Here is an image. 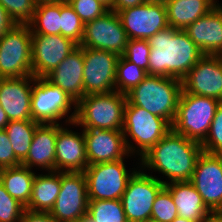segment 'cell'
Returning a JSON list of instances; mask_svg holds the SVG:
<instances>
[{
    "label": "cell",
    "instance_id": "1",
    "mask_svg": "<svg viewBox=\"0 0 222 222\" xmlns=\"http://www.w3.org/2000/svg\"><path fill=\"white\" fill-rule=\"evenodd\" d=\"M202 151L199 142L177 134L171 129L139 159L140 168L146 173L148 170L149 175H152L153 171L162 174L163 176L157 178L163 184L190 181Z\"/></svg>",
    "mask_w": 222,
    "mask_h": 222
},
{
    "label": "cell",
    "instance_id": "2",
    "mask_svg": "<svg viewBox=\"0 0 222 222\" xmlns=\"http://www.w3.org/2000/svg\"><path fill=\"white\" fill-rule=\"evenodd\" d=\"M147 41L151 47L148 75L182 80L204 55L184 30L170 26Z\"/></svg>",
    "mask_w": 222,
    "mask_h": 222
},
{
    "label": "cell",
    "instance_id": "3",
    "mask_svg": "<svg viewBox=\"0 0 222 222\" xmlns=\"http://www.w3.org/2000/svg\"><path fill=\"white\" fill-rule=\"evenodd\" d=\"M182 90V80L178 78L148 75L126 97L129 104L144 108L172 125Z\"/></svg>",
    "mask_w": 222,
    "mask_h": 222
},
{
    "label": "cell",
    "instance_id": "4",
    "mask_svg": "<svg viewBox=\"0 0 222 222\" xmlns=\"http://www.w3.org/2000/svg\"><path fill=\"white\" fill-rule=\"evenodd\" d=\"M171 129L172 125L166 119L151 114L144 108L126 103L122 131L130 155L140 159Z\"/></svg>",
    "mask_w": 222,
    "mask_h": 222
},
{
    "label": "cell",
    "instance_id": "5",
    "mask_svg": "<svg viewBox=\"0 0 222 222\" xmlns=\"http://www.w3.org/2000/svg\"><path fill=\"white\" fill-rule=\"evenodd\" d=\"M126 103V95L117 91L85 95L77 102L73 127L122 130Z\"/></svg>",
    "mask_w": 222,
    "mask_h": 222
},
{
    "label": "cell",
    "instance_id": "6",
    "mask_svg": "<svg viewBox=\"0 0 222 222\" xmlns=\"http://www.w3.org/2000/svg\"><path fill=\"white\" fill-rule=\"evenodd\" d=\"M76 112L77 102L71 96L45 77H35L31 94L32 120L39 124H67L75 121Z\"/></svg>",
    "mask_w": 222,
    "mask_h": 222
},
{
    "label": "cell",
    "instance_id": "7",
    "mask_svg": "<svg viewBox=\"0 0 222 222\" xmlns=\"http://www.w3.org/2000/svg\"><path fill=\"white\" fill-rule=\"evenodd\" d=\"M220 103L217 99L182 90L172 130L201 144L206 139Z\"/></svg>",
    "mask_w": 222,
    "mask_h": 222
},
{
    "label": "cell",
    "instance_id": "8",
    "mask_svg": "<svg viewBox=\"0 0 222 222\" xmlns=\"http://www.w3.org/2000/svg\"><path fill=\"white\" fill-rule=\"evenodd\" d=\"M129 157L139 161L138 158L128 154L118 161L92 164L86 167L84 174L89 200H121L129 179L140 168V162H136V168L127 169L125 159Z\"/></svg>",
    "mask_w": 222,
    "mask_h": 222
},
{
    "label": "cell",
    "instance_id": "9",
    "mask_svg": "<svg viewBox=\"0 0 222 222\" xmlns=\"http://www.w3.org/2000/svg\"><path fill=\"white\" fill-rule=\"evenodd\" d=\"M32 75V34L29 24H15L0 38V78Z\"/></svg>",
    "mask_w": 222,
    "mask_h": 222
},
{
    "label": "cell",
    "instance_id": "10",
    "mask_svg": "<svg viewBox=\"0 0 222 222\" xmlns=\"http://www.w3.org/2000/svg\"><path fill=\"white\" fill-rule=\"evenodd\" d=\"M165 186L155 175L139 168L129 179L121 202L127 222H139L151 218L156 195Z\"/></svg>",
    "mask_w": 222,
    "mask_h": 222
},
{
    "label": "cell",
    "instance_id": "11",
    "mask_svg": "<svg viewBox=\"0 0 222 222\" xmlns=\"http://www.w3.org/2000/svg\"><path fill=\"white\" fill-rule=\"evenodd\" d=\"M60 186L49 213L60 222H76L87 216L89 198L84 172H60Z\"/></svg>",
    "mask_w": 222,
    "mask_h": 222
},
{
    "label": "cell",
    "instance_id": "12",
    "mask_svg": "<svg viewBox=\"0 0 222 222\" xmlns=\"http://www.w3.org/2000/svg\"><path fill=\"white\" fill-rule=\"evenodd\" d=\"M128 37L119 15L109 10L104 15L84 24V33L79 47L94 48L122 56Z\"/></svg>",
    "mask_w": 222,
    "mask_h": 222
},
{
    "label": "cell",
    "instance_id": "13",
    "mask_svg": "<svg viewBox=\"0 0 222 222\" xmlns=\"http://www.w3.org/2000/svg\"><path fill=\"white\" fill-rule=\"evenodd\" d=\"M80 48L84 55V96L115 91L116 69L120 56L106 50Z\"/></svg>",
    "mask_w": 222,
    "mask_h": 222
},
{
    "label": "cell",
    "instance_id": "14",
    "mask_svg": "<svg viewBox=\"0 0 222 222\" xmlns=\"http://www.w3.org/2000/svg\"><path fill=\"white\" fill-rule=\"evenodd\" d=\"M117 14L128 39H148L169 27L165 2H145Z\"/></svg>",
    "mask_w": 222,
    "mask_h": 222
},
{
    "label": "cell",
    "instance_id": "15",
    "mask_svg": "<svg viewBox=\"0 0 222 222\" xmlns=\"http://www.w3.org/2000/svg\"><path fill=\"white\" fill-rule=\"evenodd\" d=\"M190 182L214 213L222 211V154L202 151Z\"/></svg>",
    "mask_w": 222,
    "mask_h": 222
},
{
    "label": "cell",
    "instance_id": "16",
    "mask_svg": "<svg viewBox=\"0 0 222 222\" xmlns=\"http://www.w3.org/2000/svg\"><path fill=\"white\" fill-rule=\"evenodd\" d=\"M182 89L222 102V55L204 54L182 79Z\"/></svg>",
    "mask_w": 222,
    "mask_h": 222
},
{
    "label": "cell",
    "instance_id": "17",
    "mask_svg": "<svg viewBox=\"0 0 222 222\" xmlns=\"http://www.w3.org/2000/svg\"><path fill=\"white\" fill-rule=\"evenodd\" d=\"M77 47L61 34H32V75L47 76Z\"/></svg>",
    "mask_w": 222,
    "mask_h": 222
},
{
    "label": "cell",
    "instance_id": "18",
    "mask_svg": "<svg viewBox=\"0 0 222 222\" xmlns=\"http://www.w3.org/2000/svg\"><path fill=\"white\" fill-rule=\"evenodd\" d=\"M72 126L73 122L57 124L55 171L84 172L88 166L83 129L76 132Z\"/></svg>",
    "mask_w": 222,
    "mask_h": 222
},
{
    "label": "cell",
    "instance_id": "19",
    "mask_svg": "<svg viewBox=\"0 0 222 222\" xmlns=\"http://www.w3.org/2000/svg\"><path fill=\"white\" fill-rule=\"evenodd\" d=\"M88 165L114 162L129 153L122 130L83 129Z\"/></svg>",
    "mask_w": 222,
    "mask_h": 222
},
{
    "label": "cell",
    "instance_id": "20",
    "mask_svg": "<svg viewBox=\"0 0 222 222\" xmlns=\"http://www.w3.org/2000/svg\"><path fill=\"white\" fill-rule=\"evenodd\" d=\"M33 75L0 78V105L9 121L32 120L31 94Z\"/></svg>",
    "mask_w": 222,
    "mask_h": 222
},
{
    "label": "cell",
    "instance_id": "21",
    "mask_svg": "<svg viewBox=\"0 0 222 222\" xmlns=\"http://www.w3.org/2000/svg\"><path fill=\"white\" fill-rule=\"evenodd\" d=\"M184 31L207 55H222V5L212 8Z\"/></svg>",
    "mask_w": 222,
    "mask_h": 222
},
{
    "label": "cell",
    "instance_id": "22",
    "mask_svg": "<svg viewBox=\"0 0 222 222\" xmlns=\"http://www.w3.org/2000/svg\"><path fill=\"white\" fill-rule=\"evenodd\" d=\"M57 124H38L22 166L40 171H55Z\"/></svg>",
    "mask_w": 222,
    "mask_h": 222
},
{
    "label": "cell",
    "instance_id": "23",
    "mask_svg": "<svg viewBox=\"0 0 222 222\" xmlns=\"http://www.w3.org/2000/svg\"><path fill=\"white\" fill-rule=\"evenodd\" d=\"M83 69V50L78 46L45 78L78 102L84 97Z\"/></svg>",
    "mask_w": 222,
    "mask_h": 222
},
{
    "label": "cell",
    "instance_id": "24",
    "mask_svg": "<svg viewBox=\"0 0 222 222\" xmlns=\"http://www.w3.org/2000/svg\"><path fill=\"white\" fill-rule=\"evenodd\" d=\"M171 194L178 216L197 222H206L214 213L190 181L173 182L164 186Z\"/></svg>",
    "mask_w": 222,
    "mask_h": 222
},
{
    "label": "cell",
    "instance_id": "25",
    "mask_svg": "<svg viewBox=\"0 0 222 222\" xmlns=\"http://www.w3.org/2000/svg\"><path fill=\"white\" fill-rule=\"evenodd\" d=\"M60 189L59 171L36 173L32 184L31 196L25 209L49 213L55 205Z\"/></svg>",
    "mask_w": 222,
    "mask_h": 222
},
{
    "label": "cell",
    "instance_id": "26",
    "mask_svg": "<svg viewBox=\"0 0 222 222\" xmlns=\"http://www.w3.org/2000/svg\"><path fill=\"white\" fill-rule=\"evenodd\" d=\"M165 5L169 26L177 30H184L213 8L206 0H166Z\"/></svg>",
    "mask_w": 222,
    "mask_h": 222
},
{
    "label": "cell",
    "instance_id": "27",
    "mask_svg": "<svg viewBox=\"0 0 222 222\" xmlns=\"http://www.w3.org/2000/svg\"><path fill=\"white\" fill-rule=\"evenodd\" d=\"M36 172L25 166L0 169V183L25 207L28 205Z\"/></svg>",
    "mask_w": 222,
    "mask_h": 222
},
{
    "label": "cell",
    "instance_id": "28",
    "mask_svg": "<svg viewBox=\"0 0 222 222\" xmlns=\"http://www.w3.org/2000/svg\"><path fill=\"white\" fill-rule=\"evenodd\" d=\"M61 0L36 4L32 21L29 23L31 34H61Z\"/></svg>",
    "mask_w": 222,
    "mask_h": 222
},
{
    "label": "cell",
    "instance_id": "29",
    "mask_svg": "<svg viewBox=\"0 0 222 222\" xmlns=\"http://www.w3.org/2000/svg\"><path fill=\"white\" fill-rule=\"evenodd\" d=\"M39 123L34 120L9 121L5 132L11 142L15 157L22 162L30 149L36 127Z\"/></svg>",
    "mask_w": 222,
    "mask_h": 222
},
{
    "label": "cell",
    "instance_id": "30",
    "mask_svg": "<svg viewBox=\"0 0 222 222\" xmlns=\"http://www.w3.org/2000/svg\"><path fill=\"white\" fill-rule=\"evenodd\" d=\"M87 217L92 222H127L121 200H89Z\"/></svg>",
    "mask_w": 222,
    "mask_h": 222
},
{
    "label": "cell",
    "instance_id": "31",
    "mask_svg": "<svg viewBox=\"0 0 222 222\" xmlns=\"http://www.w3.org/2000/svg\"><path fill=\"white\" fill-rule=\"evenodd\" d=\"M147 76V71L120 56L117 62L115 91L126 95Z\"/></svg>",
    "mask_w": 222,
    "mask_h": 222
},
{
    "label": "cell",
    "instance_id": "32",
    "mask_svg": "<svg viewBox=\"0 0 222 222\" xmlns=\"http://www.w3.org/2000/svg\"><path fill=\"white\" fill-rule=\"evenodd\" d=\"M61 35L78 46L84 33V23L66 0H61Z\"/></svg>",
    "mask_w": 222,
    "mask_h": 222
},
{
    "label": "cell",
    "instance_id": "33",
    "mask_svg": "<svg viewBox=\"0 0 222 222\" xmlns=\"http://www.w3.org/2000/svg\"><path fill=\"white\" fill-rule=\"evenodd\" d=\"M177 216L178 211L173 198L170 192L163 187L155 197L151 218L156 222H172Z\"/></svg>",
    "mask_w": 222,
    "mask_h": 222
},
{
    "label": "cell",
    "instance_id": "34",
    "mask_svg": "<svg viewBox=\"0 0 222 222\" xmlns=\"http://www.w3.org/2000/svg\"><path fill=\"white\" fill-rule=\"evenodd\" d=\"M0 4L15 24H29L33 19L36 7L34 0H0Z\"/></svg>",
    "mask_w": 222,
    "mask_h": 222
},
{
    "label": "cell",
    "instance_id": "35",
    "mask_svg": "<svg viewBox=\"0 0 222 222\" xmlns=\"http://www.w3.org/2000/svg\"><path fill=\"white\" fill-rule=\"evenodd\" d=\"M150 50L147 39H128L122 56L148 73Z\"/></svg>",
    "mask_w": 222,
    "mask_h": 222
},
{
    "label": "cell",
    "instance_id": "36",
    "mask_svg": "<svg viewBox=\"0 0 222 222\" xmlns=\"http://www.w3.org/2000/svg\"><path fill=\"white\" fill-rule=\"evenodd\" d=\"M25 206L14 199L0 183V222H21Z\"/></svg>",
    "mask_w": 222,
    "mask_h": 222
},
{
    "label": "cell",
    "instance_id": "37",
    "mask_svg": "<svg viewBox=\"0 0 222 222\" xmlns=\"http://www.w3.org/2000/svg\"><path fill=\"white\" fill-rule=\"evenodd\" d=\"M201 146L205 152L222 154V102L217 108L209 132Z\"/></svg>",
    "mask_w": 222,
    "mask_h": 222
},
{
    "label": "cell",
    "instance_id": "38",
    "mask_svg": "<svg viewBox=\"0 0 222 222\" xmlns=\"http://www.w3.org/2000/svg\"><path fill=\"white\" fill-rule=\"evenodd\" d=\"M84 24L104 15L109 9L98 0H66Z\"/></svg>",
    "mask_w": 222,
    "mask_h": 222
},
{
    "label": "cell",
    "instance_id": "39",
    "mask_svg": "<svg viewBox=\"0 0 222 222\" xmlns=\"http://www.w3.org/2000/svg\"><path fill=\"white\" fill-rule=\"evenodd\" d=\"M5 130H0V169L20 166Z\"/></svg>",
    "mask_w": 222,
    "mask_h": 222
},
{
    "label": "cell",
    "instance_id": "40",
    "mask_svg": "<svg viewBox=\"0 0 222 222\" xmlns=\"http://www.w3.org/2000/svg\"><path fill=\"white\" fill-rule=\"evenodd\" d=\"M21 222H60L48 212H35L25 209Z\"/></svg>",
    "mask_w": 222,
    "mask_h": 222
},
{
    "label": "cell",
    "instance_id": "41",
    "mask_svg": "<svg viewBox=\"0 0 222 222\" xmlns=\"http://www.w3.org/2000/svg\"><path fill=\"white\" fill-rule=\"evenodd\" d=\"M14 25L15 22L10 18L5 8L0 4V38Z\"/></svg>",
    "mask_w": 222,
    "mask_h": 222
},
{
    "label": "cell",
    "instance_id": "42",
    "mask_svg": "<svg viewBox=\"0 0 222 222\" xmlns=\"http://www.w3.org/2000/svg\"><path fill=\"white\" fill-rule=\"evenodd\" d=\"M145 3V0H113L112 11L118 13L121 10L139 6Z\"/></svg>",
    "mask_w": 222,
    "mask_h": 222
},
{
    "label": "cell",
    "instance_id": "43",
    "mask_svg": "<svg viewBox=\"0 0 222 222\" xmlns=\"http://www.w3.org/2000/svg\"><path fill=\"white\" fill-rule=\"evenodd\" d=\"M8 123L9 119L7 118V115L2 106L0 105V130H4Z\"/></svg>",
    "mask_w": 222,
    "mask_h": 222
},
{
    "label": "cell",
    "instance_id": "44",
    "mask_svg": "<svg viewBox=\"0 0 222 222\" xmlns=\"http://www.w3.org/2000/svg\"><path fill=\"white\" fill-rule=\"evenodd\" d=\"M206 222H222V216L220 214H213Z\"/></svg>",
    "mask_w": 222,
    "mask_h": 222
},
{
    "label": "cell",
    "instance_id": "45",
    "mask_svg": "<svg viewBox=\"0 0 222 222\" xmlns=\"http://www.w3.org/2000/svg\"><path fill=\"white\" fill-rule=\"evenodd\" d=\"M102 4H104L109 10H111V7L113 5V0H98Z\"/></svg>",
    "mask_w": 222,
    "mask_h": 222
},
{
    "label": "cell",
    "instance_id": "46",
    "mask_svg": "<svg viewBox=\"0 0 222 222\" xmlns=\"http://www.w3.org/2000/svg\"><path fill=\"white\" fill-rule=\"evenodd\" d=\"M172 222H197V221L177 216Z\"/></svg>",
    "mask_w": 222,
    "mask_h": 222
},
{
    "label": "cell",
    "instance_id": "47",
    "mask_svg": "<svg viewBox=\"0 0 222 222\" xmlns=\"http://www.w3.org/2000/svg\"><path fill=\"white\" fill-rule=\"evenodd\" d=\"M206 1H207L213 8L219 7V6L222 5L221 3H219L218 0H206Z\"/></svg>",
    "mask_w": 222,
    "mask_h": 222
},
{
    "label": "cell",
    "instance_id": "48",
    "mask_svg": "<svg viewBox=\"0 0 222 222\" xmlns=\"http://www.w3.org/2000/svg\"><path fill=\"white\" fill-rule=\"evenodd\" d=\"M76 222H92L87 216L77 220Z\"/></svg>",
    "mask_w": 222,
    "mask_h": 222
},
{
    "label": "cell",
    "instance_id": "49",
    "mask_svg": "<svg viewBox=\"0 0 222 222\" xmlns=\"http://www.w3.org/2000/svg\"><path fill=\"white\" fill-rule=\"evenodd\" d=\"M139 222H156L153 218H148V219H144L142 221Z\"/></svg>",
    "mask_w": 222,
    "mask_h": 222
},
{
    "label": "cell",
    "instance_id": "50",
    "mask_svg": "<svg viewBox=\"0 0 222 222\" xmlns=\"http://www.w3.org/2000/svg\"><path fill=\"white\" fill-rule=\"evenodd\" d=\"M37 3H40V2H50V1H56V0H34Z\"/></svg>",
    "mask_w": 222,
    "mask_h": 222
},
{
    "label": "cell",
    "instance_id": "51",
    "mask_svg": "<svg viewBox=\"0 0 222 222\" xmlns=\"http://www.w3.org/2000/svg\"><path fill=\"white\" fill-rule=\"evenodd\" d=\"M166 0H145V2H165Z\"/></svg>",
    "mask_w": 222,
    "mask_h": 222
}]
</instances>
